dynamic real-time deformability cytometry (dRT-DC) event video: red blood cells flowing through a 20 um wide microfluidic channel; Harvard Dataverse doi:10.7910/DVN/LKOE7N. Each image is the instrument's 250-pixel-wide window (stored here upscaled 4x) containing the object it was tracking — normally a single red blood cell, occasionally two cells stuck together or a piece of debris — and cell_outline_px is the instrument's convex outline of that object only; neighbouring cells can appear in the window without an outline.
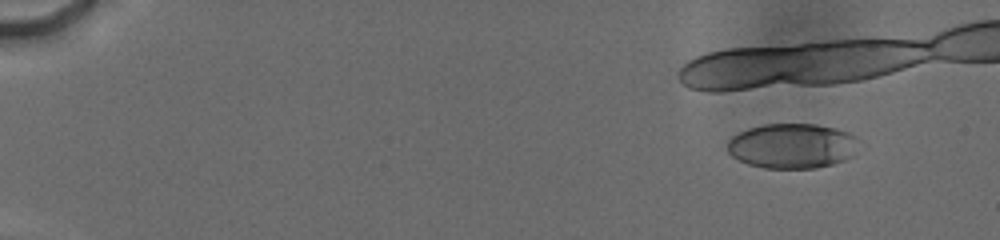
{"species": "human", "species_latin": "Homo sapiens", "temperature_condition": "cold", "stored_images_in_passage": 115, "camera_frame_rate_fps": 3000, "um_per_image_px": 0.085, "donor": {"sex": "male"}, "frame": {"image": 1, "passage_image": 10, "time_ms": 2.0, "image_size_px": [1000, 240], "cell_outline_px": [[860, 140], [856, 156], [832, 164], [816, 168], [764, 168], [748, 164], [732, 156], [728, 152], [728, 140], [732, 136], [748, 128], [760, 124], [816, 124], [836, 128], [848, 132], [856, 136]], "centroid_in_image_um": [67.39, 12.4], "position_along_channel_um": 17.6, "area_um2": 34.91}}